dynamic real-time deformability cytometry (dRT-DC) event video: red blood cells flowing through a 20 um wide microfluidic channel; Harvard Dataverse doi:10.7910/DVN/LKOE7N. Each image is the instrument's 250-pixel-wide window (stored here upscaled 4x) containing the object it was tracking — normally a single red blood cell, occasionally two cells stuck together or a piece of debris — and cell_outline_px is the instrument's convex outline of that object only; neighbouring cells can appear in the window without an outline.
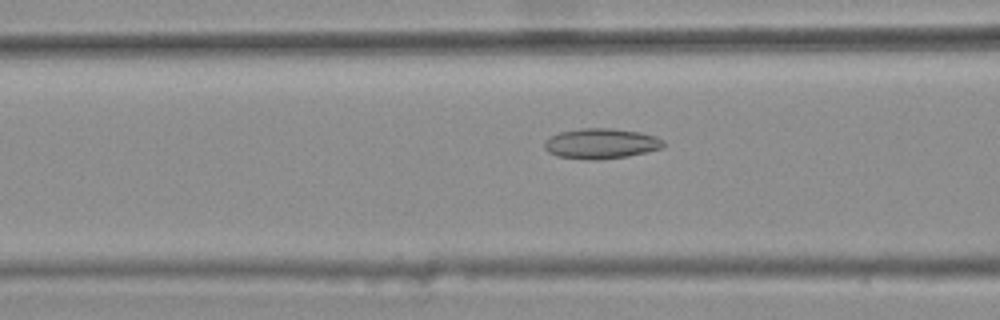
{"species": "common noctule bat (a hibernating species)", "species_latin": "Nyctalus noctula", "temperature_condition": "warm", "stored_images_in_passage": 10, "camera_frame_rate_fps": 3000, "um_per_image_px": 0.085, "animal": {"sex": "female", "body_mass_g": 25.1}, "frame": {"image": 1, "passage_image": 7, "time_ms": 2.0, "image_size_px": [1000, 320], "cell_outline_px": [[664, 144], [660, 148], [628, 156], [596, 160], [588, 160], [556, 156], [548, 152], [544, 148], [544, 140], [560, 132], [580, 128], [612, 128], [640, 132], [656, 136], [664, 140]], "centroid_in_image_um": [51.05, 12.2], "position_along_channel_um": 115.5, "area_um2": 21.04}}